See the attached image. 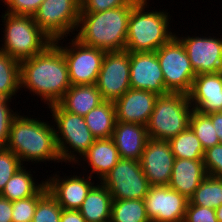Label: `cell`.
Segmentation results:
<instances>
[{
	"label": "cell",
	"mask_w": 222,
	"mask_h": 222,
	"mask_svg": "<svg viewBox=\"0 0 222 222\" xmlns=\"http://www.w3.org/2000/svg\"><path fill=\"white\" fill-rule=\"evenodd\" d=\"M70 87L65 57L55 42L32 58L20 61V89H28L46 106L58 103Z\"/></svg>",
	"instance_id": "6da1fadb"
},
{
	"label": "cell",
	"mask_w": 222,
	"mask_h": 222,
	"mask_svg": "<svg viewBox=\"0 0 222 222\" xmlns=\"http://www.w3.org/2000/svg\"><path fill=\"white\" fill-rule=\"evenodd\" d=\"M20 113L21 111L12 121L6 148L12 151L22 164L45 161L60 163L54 126L49 124V121H41L40 118L37 120L30 115L25 116L24 113L22 116Z\"/></svg>",
	"instance_id": "7a4b0ae2"
},
{
	"label": "cell",
	"mask_w": 222,
	"mask_h": 222,
	"mask_svg": "<svg viewBox=\"0 0 222 222\" xmlns=\"http://www.w3.org/2000/svg\"><path fill=\"white\" fill-rule=\"evenodd\" d=\"M138 1L103 12L80 13L76 29L79 32L74 37L82 44L106 52L125 50L129 16Z\"/></svg>",
	"instance_id": "3957f363"
},
{
	"label": "cell",
	"mask_w": 222,
	"mask_h": 222,
	"mask_svg": "<svg viewBox=\"0 0 222 222\" xmlns=\"http://www.w3.org/2000/svg\"><path fill=\"white\" fill-rule=\"evenodd\" d=\"M149 6V0H139L132 8L125 47L129 52H155L176 35L169 25L171 14L150 11Z\"/></svg>",
	"instance_id": "277c9868"
},
{
	"label": "cell",
	"mask_w": 222,
	"mask_h": 222,
	"mask_svg": "<svg viewBox=\"0 0 222 222\" xmlns=\"http://www.w3.org/2000/svg\"><path fill=\"white\" fill-rule=\"evenodd\" d=\"M1 18L5 30L0 50L19 62L32 58L53 42L31 15L4 12Z\"/></svg>",
	"instance_id": "5b68a950"
},
{
	"label": "cell",
	"mask_w": 222,
	"mask_h": 222,
	"mask_svg": "<svg viewBox=\"0 0 222 222\" xmlns=\"http://www.w3.org/2000/svg\"><path fill=\"white\" fill-rule=\"evenodd\" d=\"M52 113L61 162L74 165L96 140L82 116L65 111L58 103L47 106ZM56 126V128H55ZM78 155V156H77Z\"/></svg>",
	"instance_id": "8992f818"
},
{
	"label": "cell",
	"mask_w": 222,
	"mask_h": 222,
	"mask_svg": "<svg viewBox=\"0 0 222 222\" xmlns=\"http://www.w3.org/2000/svg\"><path fill=\"white\" fill-rule=\"evenodd\" d=\"M192 111L187 94L169 92L158 96L146 125L149 139L168 141L177 136L189 127Z\"/></svg>",
	"instance_id": "52a82bcc"
},
{
	"label": "cell",
	"mask_w": 222,
	"mask_h": 222,
	"mask_svg": "<svg viewBox=\"0 0 222 222\" xmlns=\"http://www.w3.org/2000/svg\"><path fill=\"white\" fill-rule=\"evenodd\" d=\"M80 11V0H44L33 18L41 30L54 42L58 39L63 40L64 37H71L70 32L75 34Z\"/></svg>",
	"instance_id": "ba28073f"
},
{
	"label": "cell",
	"mask_w": 222,
	"mask_h": 222,
	"mask_svg": "<svg viewBox=\"0 0 222 222\" xmlns=\"http://www.w3.org/2000/svg\"><path fill=\"white\" fill-rule=\"evenodd\" d=\"M156 55L165 80V88L171 93L190 92L196 76L182 42L174 36L162 45Z\"/></svg>",
	"instance_id": "9c48e42d"
},
{
	"label": "cell",
	"mask_w": 222,
	"mask_h": 222,
	"mask_svg": "<svg viewBox=\"0 0 222 222\" xmlns=\"http://www.w3.org/2000/svg\"><path fill=\"white\" fill-rule=\"evenodd\" d=\"M64 46L61 39L54 41L63 52L71 85L96 84L106 51L82 44L74 36Z\"/></svg>",
	"instance_id": "30bf717a"
},
{
	"label": "cell",
	"mask_w": 222,
	"mask_h": 222,
	"mask_svg": "<svg viewBox=\"0 0 222 222\" xmlns=\"http://www.w3.org/2000/svg\"><path fill=\"white\" fill-rule=\"evenodd\" d=\"M100 182L113 200H144L150 187L140 161L126 158H120Z\"/></svg>",
	"instance_id": "8fae6325"
},
{
	"label": "cell",
	"mask_w": 222,
	"mask_h": 222,
	"mask_svg": "<svg viewBox=\"0 0 222 222\" xmlns=\"http://www.w3.org/2000/svg\"><path fill=\"white\" fill-rule=\"evenodd\" d=\"M96 85L102 99L113 102L130 89V52L128 50L105 53Z\"/></svg>",
	"instance_id": "7c38bea8"
},
{
	"label": "cell",
	"mask_w": 222,
	"mask_h": 222,
	"mask_svg": "<svg viewBox=\"0 0 222 222\" xmlns=\"http://www.w3.org/2000/svg\"><path fill=\"white\" fill-rule=\"evenodd\" d=\"M144 201L151 222H183L189 202L168 185L150 186Z\"/></svg>",
	"instance_id": "4fadbf2b"
},
{
	"label": "cell",
	"mask_w": 222,
	"mask_h": 222,
	"mask_svg": "<svg viewBox=\"0 0 222 222\" xmlns=\"http://www.w3.org/2000/svg\"><path fill=\"white\" fill-rule=\"evenodd\" d=\"M183 44L196 75L222 72V37L209 34L205 36H178ZM208 36V37H206Z\"/></svg>",
	"instance_id": "5bb4252c"
},
{
	"label": "cell",
	"mask_w": 222,
	"mask_h": 222,
	"mask_svg": "<svg viewBox=\"0 0 222 222\" xmlns=\"http://www.w3.org/2000/svg\"><path fill=\"white\" fill-rule=\"evenodd\" d=\"M130 88L147 90L159 96L169 93L156 51L130 52Z\"/></svg>",
	"instance_id": "9a60e30c"
},
{
	"label": "cell",
	"mask_w": 222,
	"mask_h": 222,
	"mask_svg": "<svg viewBox=\"0 0 222 222\" xmlns=\"http://www.w3.org/2000/svg\"><path fill=\"white\" fill-rule=\"evenodd\" d=\"M59 171L45 180L48 192L56 199L62 209L79 210L95 181L91 176H60ZM82 176V177H81ZM62 177V178H61ZM67 177V178H66ZM93 181V182H92Z\"/></svg>",
	"instance_id": "2e32d148"
},
{
	"label": "cell",
	"mask_w": 222,
	"mask_h": 222,
	"mask_svg": "<svg viewBox=\"0 0 222 222\" xmlns=\"http://www.w3.org/2000/svg\"><path fill=\"white\" fill-rule=\"evenodd\" d=\"M174 161L168 141L149 139L140 160L149 185H168Z\"/></svg>",
	"instance_id": "e0dca14e"
},
{
	"label": "cell",
	"mask_w": 222,
	"mask_h": 222,
	"mask_svg": "<svg viewBox=\"0 0 222 222\" xmlns=\"http://www.w3.org/2000/svg\"><path fill=\"white\" fill-rule=\"evenodd\" d=\"M187 95L193 110L201 114L222 112V72L196 75Z\"/></svg>",
	"instance_id": "ac0fdd59"
},
{
	"label": "cell",
	"mask_w": 222,
	"mask_h": 222,
	"mask_svg": "<svg viewBox=\"0 0 222 222\" xmlns=\"http://www.w3.org/2000/svg\"><path fill=\"white\" fill-rule=\"evenodd\" d=\"M159 95L130 88L114 101L117 122L147 125Z\"/></svg>",
	"instance_id": "d6986e66"
},
{
	"label": "cell",
	"mask_w": 222,
	"mask_h": 222,
	"mask_svg": "<svg viewBox=\"0 0 222 222\" xmlns=\"http://www.w3.org/2000/svg\"><path fill=\"white\" fill-rule=\"evenodd\" d=\"M112 139L120 158L140 161L149 135L145 125L116 122Z\"/></svg>",
	"instance_id": "ffe728a7"
},
{
	"label": "cell",
	"mask_w": 222,
	"mask_h": 222,
	"mask_svg": "<svg viewBox=\"0 0 222 222\" xmlns=\"http://www.w3.org/2000/svg\"><path fill=\"white\" fill-rule=\"evenodd\" d=\"M206 176L203 160L175 158L168 186L189 200Z\"/></svg>",
	"instance_id": "44dd1931"
},
{
	"label": "cell",
	"mask_w": 222,
	"mask_h": 222,
	"mask_svg": "<svg viewBox=\"0 0 222 222\" xmlns=\"http://www.w3.org/2000/svg\"><path fill=\"white\" fill-rule=\"evenodd\" d=\"M80 160L74 165L87 164L90 167L89 176L94 177L93 174H97L95 178H98L100 182L109 171L118 163L120 156L116 148V145L112 138L96 139L93 144L88 148L87 152L79 158Z\"/></svg>",
	"instance_id": "7402d4cb"
},
{
	"label": "cell",
	"mask_w": 222,
	"mask_h": 222,
	"mask_svg": "<svg viewBox=\"0 0 222 222\" xmlns=\"http://www.w3.org/2000/svg\"><path fill=\"white\" fill-rule=\"evenodd\" d=\"M104 100L96 84L71 85L58 104L71 113L84 117Z\"/></svg>",
	"instance_id": "603a6c76"
},
{
	"label": "cell",
	"mask_w": 222,
	"mask_h": 222,
	"mask_svg": "<svg viewBox=\"0 0 222 222\" xmlns=\"http://www.w3.org/2000/svg\"><path fill=\"white\" fill-rule=\"evenodd\" d=\"M96 184L88 192L79 211L86 222H110L112 195L101 182Z\"/></svg>",
	"instance_id": "cb8c5ba5"
},
{
	"label": "cell",
	"mask_w": 222,
	"mask_h": 222,
	"mask_svg": "<svg viewBox=\"0 0 222 222\" xmlns=\"http://www.w3.org/2000/svg\"><path fill=\"white\" fill-rule=\"evenodd\" d=\"M45 181L36 182L31 170L23 165L20 167L5 185L0 196L11 202L35 196L44 186Z\"/></svg>",
	"instance_id": "d4e9b609"
},
{
	"label": "cell",
	"mask_w": 222,
	"mask_h": 222,
	"mask_svg": "<svg viewBox=\"0 0 222 222\" xmlns=\"http://www.w3.org/2000/svg\"><path fill=\"white\" fill-rule=\"evenodd\" d=\"M86 125L96 139L112 138L116 125V110L113 101L104 100L84 116Z\"/></svg>",
	"instance_id": "484cf974"
},
{
	"label": "cell",
	"mask_w": 222,
	"mask_h": 222,
	"mask_svg": "<svg viewBox=\"0 0 222 222\" xmlns=\"http://www.w3.org/2000/svg\"><path fill=\"white\" fill-rule=\"evenodd\" d=\"M20 89V62L0 50V97L13 99Z\"/></svg>",
	"instance_id": "4316f807"
},
{
	"label": "cell",
	"mask_w": 222,
	"mask_h": 222,
	"mask_svg": "<svg viewBox=\"0 0 222 222\" xmlns=\"http://www.w3.org/2000/svg\"><path fill=\"white\" fill-rule=\"evenodd\" d=\"M168 142L175 158L203 160L205 150L190 127L169 139Z\"/></svg>",
	"instance_id": "83f0119b"
},
{
	"label": "cell",
	"mask_w": 222,
	"mask_h": 222,
	"mask_svg": "<svg viewBox=\"0 0 222 222\" xmlns=\"http://www.w3.org/2000/svg\"><path fill=\"white\" fill-rule=\"evenodd\" d=\"M110 222H151L143 199L113 200Z\"/></svg>",
	"instance_id": "f1b7e54d"
},
{
	"label": "cell",
	"mask_w": 222,
	"mask_h": 222,
	"mask_svg": "<svg viewBox=\"0 0 222 222\" xmlns=\"http://www.w3.org/2000/svg\"><path fill=\"white\" fill-rule=\"evenodd\" d=\"M193 205L217 209L222 205V178L207 175L189 199Z\"/></svg>",
	"instance_id": "f546056e"
},
{
	"label": "cell",
	"mask_w": 222,
	"mask_h": 222,
	"mask_svg": "<svg viewBox=\"0 0 222 222\" xmlns=\"http://www.w3.org/2000/svg\"><path fill=\"white\" fill-rule=\"evenodd\" d=\"M189 127L200 140L204 150L220 144V140L212 124L211 119L206 114H201L195 110L191 112Z\"/></svg>",
	"instance_id": "4dcf8cb0"
},
{
	"label": "cell",
	"mask_w": 222,
	"mask_h": 222,
	"mask_svg": "<svg viewBox=\"0 0 222 222\" xmlns=\"http://www.w3.org/2000/svg\"><path fill=\"white\" fill-rule=\"evenodd\" d=\"M62 207L47 191L37 202L32 222H60Z\"/></svg>",
	"instance_id": "1f68e13d"
},
{
	"label": "cell",
	"mask_w": 222,
	"mask_h": 222,
	"mask_svg": "<svg viewBox=\"0 0 222 222\" xmlns=\"http://www.w3.org/2000/svg\"><path fill=\"white\" fill-rule=\"evenodd\" d=\"M46 185L35 195L12 202V222H32L37 202L47 192Z\"/></svg>",
	"instance_id": "d6a6232c"
},
{
	"label": "cell",
	"mask_w": 222,
	"mask_h": 222,
	"mask_svg": "<svg viewBox=\"0 0 222 222\" xmlns=\"http://www.w3.org/2000/svg\"><path fill=\"white\" fill-rule=\"evenodd\" d=\"M22 166L20 159L12 151L6 147L0 148V193L14 173Z\"/></svg>",
	"instance_id": "836d02e7"
},
{
	"label": "cell",
	"mask_w": 222,
	"mask_h": 222,
	"mask_svg": "<svg viewBox=\"0 0 222 222\" xmlns=\"http://www.w3.org/2000/svg\"><path fill=\"white\" fill-rule=\"evenodd\" d=\"M12 99L0 97V148H5L9 138L10 126L19 114L9 106Z\"/></svg>",
	"instance_id": "e575fe53"
},
{
	"label": "cell",
	"mask_w": 222,
	"mask_h": 222,
	"mask_svg": "<svg viewBox=\"0 0 222 222\" xmlns=\"http://www.w3.org/2000/svg\"><path fill=\"white\" fill-rule=\"evenodd\" d=\"M203 163L207 175L222 178V144L206 149Z\"/></svg>",
	"instance_id": "d590c367"
},
{
	"label": "cell",
	"mask_w": 222,
	"mask_h": 222,
	"mask_svg": "<svg viewBox=\"0 0 222 222\" xmlns=\"http://www.w3.org/2000/svg\"><path fill=\"white\" fill-rule=\"evenodd\" d=\"M134 0H80V13L103 12L108 9L129 5Z\"/></svg>",
	"instance_id": "8d00e7d4"
},
{
	"label": "cell",
	"mask_w": 222,
	"mask_h": 222,
	"mask_svg": "<svg viewBox=\"0 0 222 222\" xmlns=\"http://www.w3.org/2000/svg\"><path fill=\"white\" fill-rule=\"evenodd\" d=\"M1 2L5 5L6 11L11 14H16V15H31L33 16L41 3L44 0H0Z\"/></svg>",
	"instance_id": "74e56055"
},
{
	"label": "cell",
	"mask_w": 222,
	"mask_h": 222,
	"mask_svg": "<svg viewBox=\"0 0 222 222\" xmlns=\"http://www.w3.org/2000/svg\"><path fill=\"white\" fill-rule=\"evenodd\" d=\"M183 222H218L215 209L193 205L188 202Z\"/></svg>",
	"instance_id": "f35d334b"
},
{
	"label": "cell",
	"mask_w": 222,
	"mask_h": 222,
	"mask_svg": "<svg viewBox=\"0 0 222 222\" xmlns=\"http://www.w3.org/2000/svg\"><path fill=\"white\" fill-rule=\"evenodd\" d=\"M0 222H12V202L0 196Z\"/></svg>",
	"instance_id": "ab89813d"
},
{
	"label": "cell",
	"mask_w": 222,
	"mask_h": 222,
	"mask_svg": "<svg viewBox=\"0 0 222 222\" xmlns=\"http://www.w3.org/2000/svg\"><path fill=\"white\" fill-rule=\"evenodd\" d=\"M60 222H86L79 210L62 209Z\"/></svg>",
	"instance_id": "60d3db41"
},
{
	"label": "cell",
	"mask_w": 222,
	"mask_h": 222,
	"mask_svg": "<svg viewBox=\"0 0 222 222\" xmlns=\"http://www.w3.org/2000/svg\"><path fill=\"white\" fill-rule=\"evenodd\" d=\"M207 116L211 119L213 126L215 127V131L220 140V144H222V112H214L207 114Z\"/></svg>",
	"instance_id": "b9f144b4"
},
{
	"label": "cell",
	"mask_w": 222,
	"mask_h": 222,
	"mask_svg": "<svg viewBox=\"0 0 222 222\" xmlns=\"http://www.w3.org/2000/svg\"><path fill=\"white\" fill-rule=\"evenodd\" d=\"M216 217L218 219V222H222V205L215 209Z\"/></svg>",
	"instance_id": "7bdbcfd3"
}]
</instances>
